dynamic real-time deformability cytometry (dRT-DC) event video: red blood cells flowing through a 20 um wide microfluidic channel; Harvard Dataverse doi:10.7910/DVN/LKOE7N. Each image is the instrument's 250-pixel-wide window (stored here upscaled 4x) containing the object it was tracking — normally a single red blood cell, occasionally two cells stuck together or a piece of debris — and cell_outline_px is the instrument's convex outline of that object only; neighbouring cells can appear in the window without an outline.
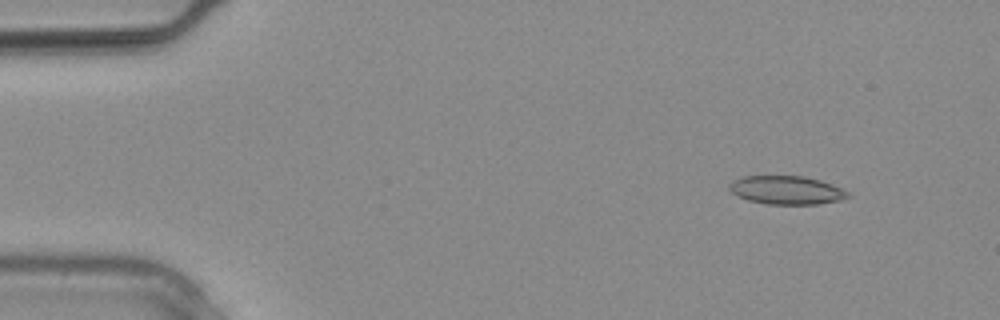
{"species": "common noctule bat (a hibernating species)", "species_latin": "Nyctalus noctula", "temperature_condition": "warm", "stored_images_in_passage": 10, "camera_frame_rate_fps": 3000, "um_per_image_px": 0.085, "animal": {"sex": "male", "body_mass_g": 20.4}, "frame": {"image": 1, "passage_image": 1, "time_ms": 0.0, "image_size_px": [1000, 320], "cell_outline_px": [[852, 196], [840, 200], [816, 204], [768, 204], [748, 200], [732, 192], [728, 188], [728, 184], [732, 180], [740, 176], [804, 176], [820, 180], [832, 184], [848, 192]], "centroid_in_image_um": [66.84, 16.15], "position_along_channel_um": 18.2, "area_um2": 19.65}}
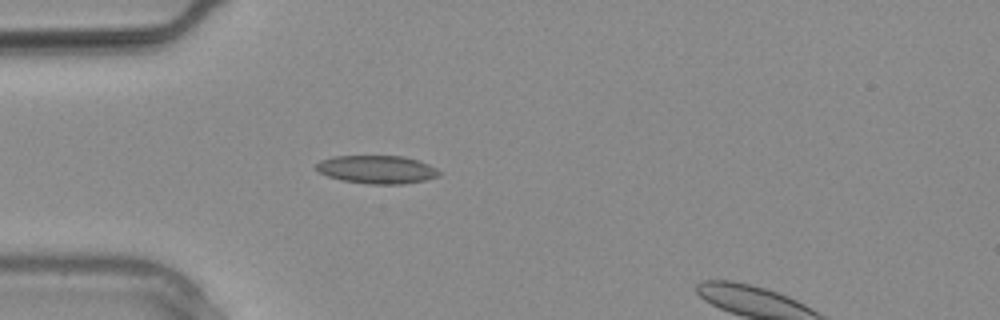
{"frame": {"image": 2, "passage_image": 6, "time_ms": 1.667, "image_size_px": [1000, 320], "cell_outline_px": [[440, 176], [424, 180], [400, 184], [368, 184], [340, 180], [328, 176], [320, 172], [316, 168], [316, 164], [320, 160], [332, 156], [404, 156], [420, 160], [436, 168], [440, 172]], "centroid_in_image_um": [32.04, 14.4], "position_along_channel_um": 53.0, "area_um2": 20.23}}